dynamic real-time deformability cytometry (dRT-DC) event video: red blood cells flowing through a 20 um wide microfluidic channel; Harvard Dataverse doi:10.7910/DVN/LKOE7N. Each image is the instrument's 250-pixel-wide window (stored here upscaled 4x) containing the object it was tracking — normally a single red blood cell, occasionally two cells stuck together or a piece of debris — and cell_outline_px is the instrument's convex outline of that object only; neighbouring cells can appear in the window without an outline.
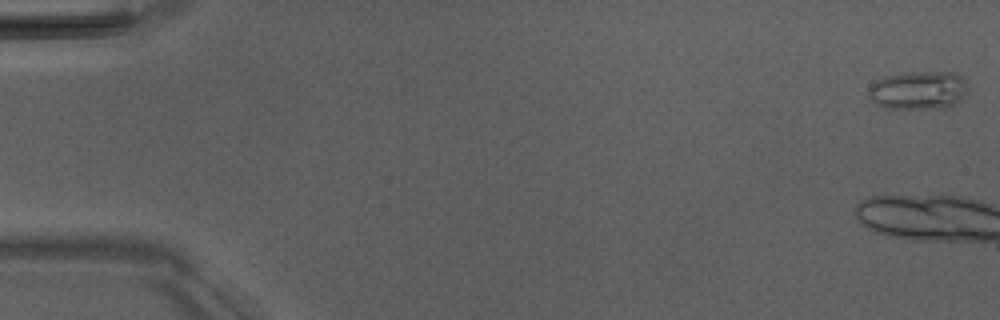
{"species": "Egyptian fruit bat (a non-hibernating species)", "species_latin": "Rousettus aegyptiacus", "temperature_condition": "room temperature", "stored_images_in_passage": 7, "camera_frame_rate_fps": 3000, "um_per_image_px": 0.085, "animal": {"sex": "male"}, "frame": {"image": 1, "passage_image": 1, "time_ms": 0.0, "image_size_px": [1000, 320], "cell_outline_px": [[968, 92], [956, 104], [948, 108], [884, 108], [876, 104], [868, 96], [868, 88], [876, 80], [884, 76], [904, 72], [952, 72], [960, 76], [968, 84]], "centroid_in_image_um": [78.07, 7.67], "position_along_channel_um": 6.9, "area_um2": 22.54}}